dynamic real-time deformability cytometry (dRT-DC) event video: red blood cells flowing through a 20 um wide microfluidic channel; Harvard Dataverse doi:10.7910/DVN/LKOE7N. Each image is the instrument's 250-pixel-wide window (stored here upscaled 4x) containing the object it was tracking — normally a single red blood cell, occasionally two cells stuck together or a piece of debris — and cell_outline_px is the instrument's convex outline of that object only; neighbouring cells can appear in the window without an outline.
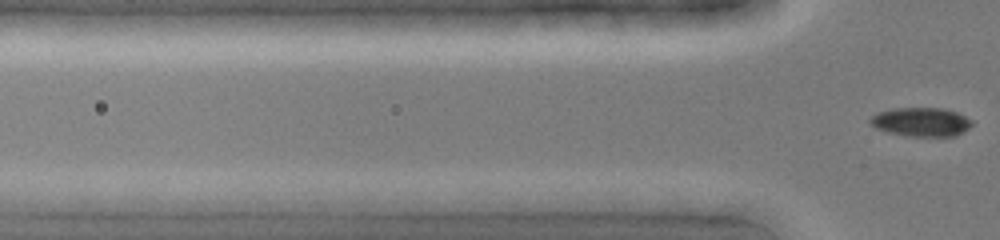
{"species": "common noctule bat (a hibernating species)", "species_latin": "Nyctalus noctula", "temperature_condition": "cold", "stored_images_in_passage": 7, "segment_of_instrument_passage": [1, 2], "camera_frame_rate_fps": 3000, "um_per_image_px": 0.085, "animal": {"sex": "female", "body_mass_g": 19.0, "forearm_length_mm": 51.5}, "frame": {"image": 1, "passage_image": 6, "time_ms": 1.667, "image_size_px": [1000, 240], "cell_outline_px": [[612, 204], [608, 212], [568, 212], [484, 200], [492, 192], [604, 192], [612, 200]], "centroid_in_image_um": [47.32, 17.06], "position_along_channel_um": 78.5, "area_um2": 14.28}}